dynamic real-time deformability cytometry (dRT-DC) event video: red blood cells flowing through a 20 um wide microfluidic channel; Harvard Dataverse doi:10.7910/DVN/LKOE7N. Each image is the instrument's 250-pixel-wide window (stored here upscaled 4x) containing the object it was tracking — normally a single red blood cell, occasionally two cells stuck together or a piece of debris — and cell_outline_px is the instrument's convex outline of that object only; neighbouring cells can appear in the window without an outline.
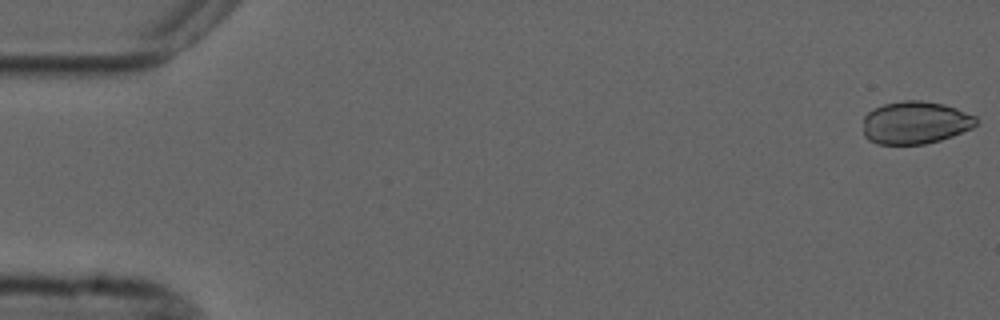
{"species": "common noctule bat (a hibernating species)", "species_latin": "Nyctalus noctula", "temperature_condition": "cold", "stored_images_in_passage": 6, "camera_frame_rate_fps": 3000, "um_per_image_px": 0.085, "animal": {"sex": "male", "forearm_length_mm": 52.5}, "frame": {"image": 1, "passage_image": 1, "time_ms": 0.0, "image_size_px": [1000, 320], "cell_outline_px": [[976, 124], [972, 128], [952, 136], [940, 140], [924, 144], [876, 144], [868, 140], [864, 136], [864, 116], [868, 112], [884, 104], [904, 100], [920, 100], [944, 104], [956, 108], [976, 116]], "centroid_in_image_um": [77.79, 10.43], "position_along_channel_um": 7.2, "area_um2": 28.09}}